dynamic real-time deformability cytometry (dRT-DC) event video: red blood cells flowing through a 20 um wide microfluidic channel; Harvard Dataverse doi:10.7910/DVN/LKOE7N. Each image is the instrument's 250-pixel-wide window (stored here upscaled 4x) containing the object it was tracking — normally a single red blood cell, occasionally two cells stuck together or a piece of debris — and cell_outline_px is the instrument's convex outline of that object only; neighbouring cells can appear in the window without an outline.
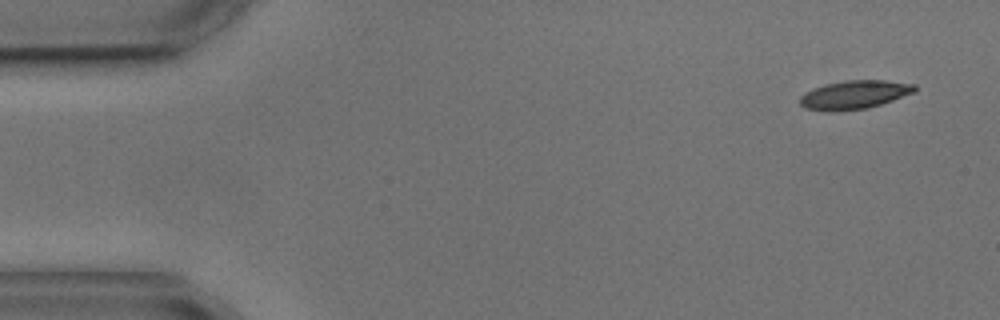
{"species": "common noctule bat (a hibernating species)", "species_latin": "Nyctalus noctula", "temperature_condition": "cold", "stored_images_in_passage": 5, "camera_frame_rate_fps": 3000, "um_per_image_px": 0.085, "animal": {"sex": "male", "body_mass_g": 17.9, "forearm_length_mm": 54.2}, "frame": {"image": 1, "passage_image": 1, "time_ms": 0.0, "image_size_px": [1000, 320], "cell_outline_px": [[916, 92], [868, 108], [832, 112], [828, 112], [804, 108], [800, 104], [800, 96], [804, 92], [828, 84], [848, 80], [884, 80], [916, 84]], "centroid_in_image_um": [72.63, 8.06], "position_along_channel_um": 12.4, "area_um2": 19.07}}
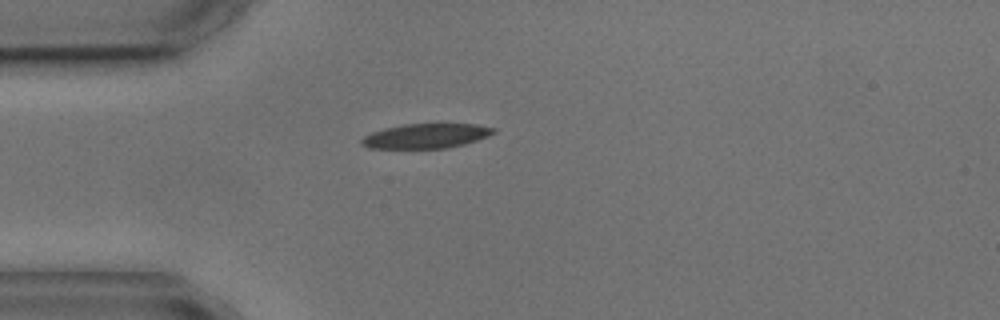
{"frame": {"image": 2, "passage_image": 4, "time_ms": 3.667, "image_size_px": [1000, 320], "cell_outline_px": [[496, 132], [488, 136], [464, 144], [444, 148], [368, 148], [360, 144], [360, 140], [364, 136], [372, 132], [384, 128], [404, 124], [476, 124], [496, 128]], "centroid_in_image_um": [36.19, 11.55], "position_along_channel_um": 48.8, "area_um2": 18.9}}